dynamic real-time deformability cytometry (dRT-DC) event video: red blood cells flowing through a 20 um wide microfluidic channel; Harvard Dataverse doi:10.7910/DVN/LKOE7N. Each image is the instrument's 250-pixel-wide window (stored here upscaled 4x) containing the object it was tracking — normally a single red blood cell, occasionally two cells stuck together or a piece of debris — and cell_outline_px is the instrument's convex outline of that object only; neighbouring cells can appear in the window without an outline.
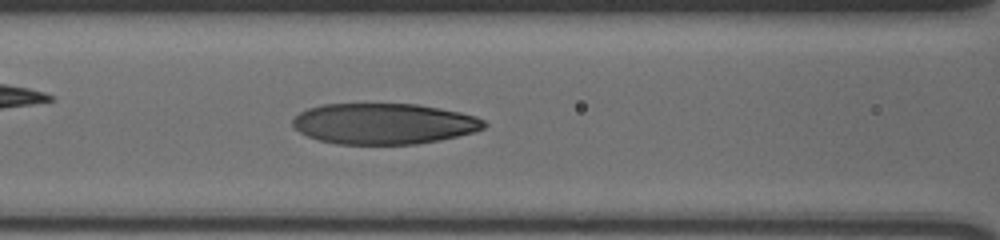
{"species": "human", "species_latin": "Homo sapiens", "temperature_condition": "cold", "stored_images_in_passage": 53, "camera_frame_rate_fps": 3000, "um_per_image_px": 0.085, "donor": {"sex": "male"}, "frame": {"image": 1, "passage_image": 28, "time_ms": 9.0, "image_size_px": [1000, 240], "cell_outline_px": [[488, 124], [484, 128], [472, 132], [440, 140], [416, 144], [336, 144], [316, 140], [300, 132], [292, 124], [292, 120], [300, 112], [308, 108], [324, 104], [416, 104], [460, 112], [476, 116], [484, 120]], "centroid_in_image_um": [32.62, 10.52], "position_along_channel_um": 134.0, "area_um2": 45.55}}
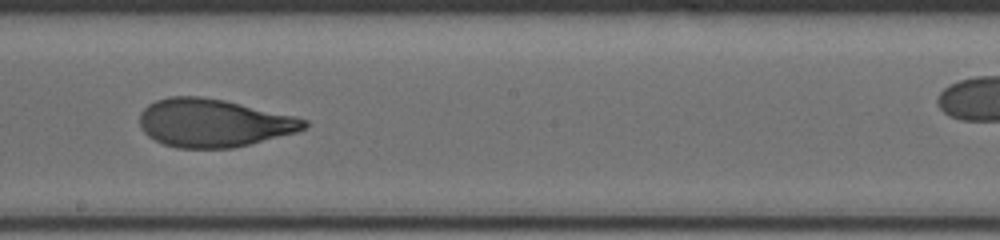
{"frame": {"image": 2, "passage_image": 36, "time_ms": 11.667, "image_size_px": [1000, 240], "cell_outline_px": [[308, 124], [304, 128], [296, 132], [232, 148], [176, 148], [164, 144], [148, 136], [140, 128], [140, 112], [148, 104], [156, 100], [168, 96], [200, 96], [224, 100], [296, 116], [308, 120]], "centroid_in_image_um": [18.12, 10.44], "position_along_channel_um": 230.1, "area_um2": 46.01}}
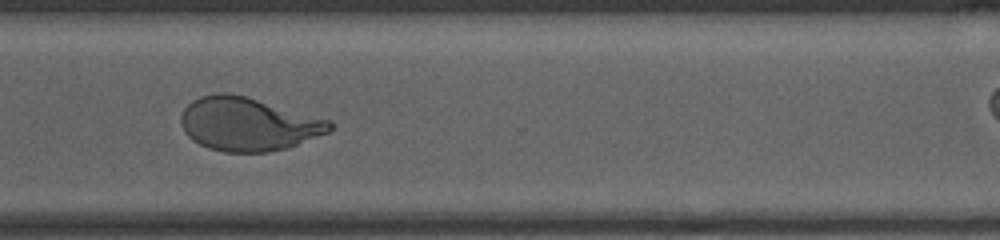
{"frame": {"image": 3, "passage_image": 46, "time_ms": 15.0, "image_size_px": [1000, 240], "cell_outline_px": [[332, 128], [328, 132], [288, 148], [268, 152], [224, 152], [208, 148], [192, 140], [184, 132], [180, 124], [180, 116], [184, 108], [192, 100], [200, 96], [216, 92], [228, 92], [244, 96], [332, 120]], "centroid_in_image_um": [21.06, 10.54], "position_along_channel_um": 349.5, "area_um2": 46.47}}